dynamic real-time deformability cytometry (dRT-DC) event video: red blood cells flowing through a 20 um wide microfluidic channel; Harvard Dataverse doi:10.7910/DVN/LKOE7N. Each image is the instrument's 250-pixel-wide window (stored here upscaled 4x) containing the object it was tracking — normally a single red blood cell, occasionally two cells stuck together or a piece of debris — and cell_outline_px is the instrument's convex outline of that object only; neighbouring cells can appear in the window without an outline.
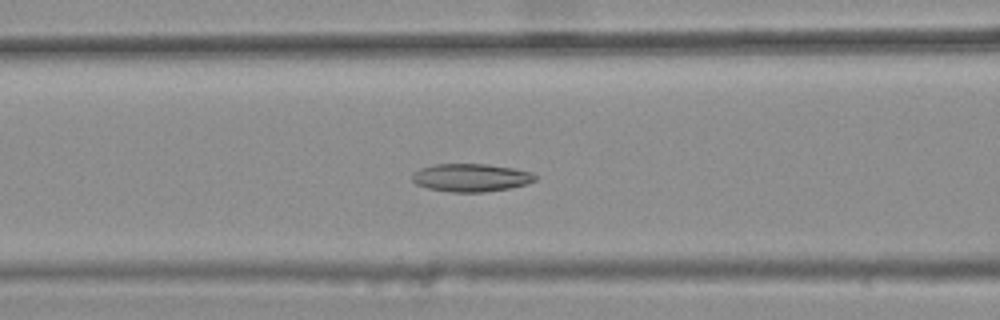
{"species": "common noctule bat (a hibernating species)", "species_latin": "Nyctalus noctula", "temperature_condition": "warm", "stored_images_in_passage": 44, "camera_frame_rate_fps": 3000, "um_per_image_px": 0.085, "animal": {"sex": "female", "body_mass_g": 25.1}, "frame": {"image": 1, "passage_image": 21, "time_ms": 6.667, "image_size_px": [1000, 320], "cell_outline_px": [[536, 180], [528, 184], [512, 188], [484, 192], [452, 192], [428, 188], [416, 184], [412, 180], [412, 176], [420, 168], [432, 164], [484, 164], [512, 168], [532, 172], [536, 176]], "centroid_in_image_um": [40.05, 15.1], "position_along_channel_um": 126.5, "area_um2": 20.06}}
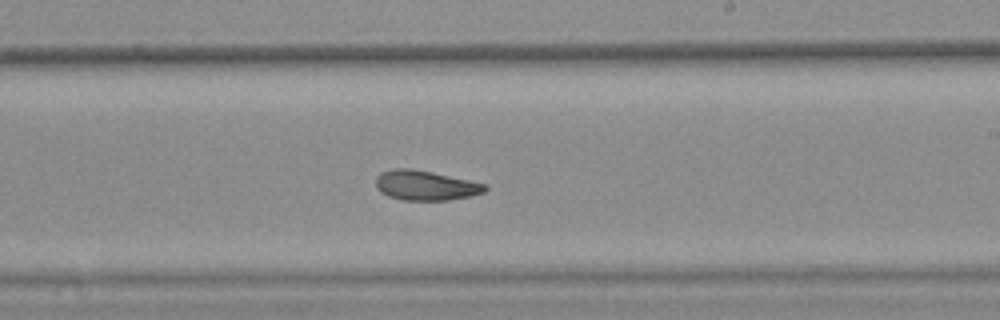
{"frame": {"image": 2, "passage_image": 31, "time_ms": 10.0, "image_size_px": [1000, 320], "cell_outline_px": [[488, 188], [484, 192], [472, 196], [448, 200], [404, 200], [388, 196], [380, 192], [376, 188], [376, 176], [380, 172], [392, 168], [412, 168], [432, 172], [488, 184]], "centroid_in_image_um": [36.16, 15.75], "position_along_channel_um": 252.8, "area_um2": 19.19}}
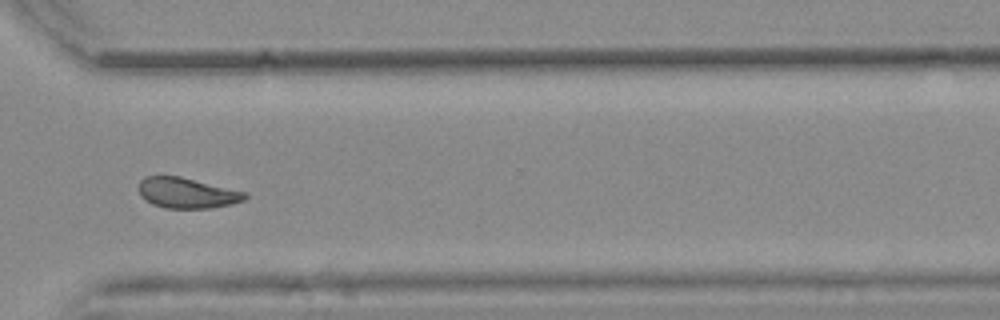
{"frame": {"image": 3, "passage_image": 39, "time_ms": 12.667, "image_size_px": [1000, 320], "cell_outline_px": [[248, 196], [244, 200], [232, 204], [212, 208], [164, 208], [152, 204], [140, 196], [140, 180], [144, 176], [180, 176], [244, 192]], "centroid_in_image_um": [15.87, 16.41], "position_along_channel_um": 354.7, "area_um2": 18.73}, "authors_computed_cell_mechanics": {"area_um2": 19.7676, "velocity_mm_per_s": 3.7967, "shape_relaxation_time_tau1_ms": null, "shape_relaxation_time_tau2_ms": 5.1325, "deformation_change_tau1": null, "deformation_change_tau2": 0.1094}}